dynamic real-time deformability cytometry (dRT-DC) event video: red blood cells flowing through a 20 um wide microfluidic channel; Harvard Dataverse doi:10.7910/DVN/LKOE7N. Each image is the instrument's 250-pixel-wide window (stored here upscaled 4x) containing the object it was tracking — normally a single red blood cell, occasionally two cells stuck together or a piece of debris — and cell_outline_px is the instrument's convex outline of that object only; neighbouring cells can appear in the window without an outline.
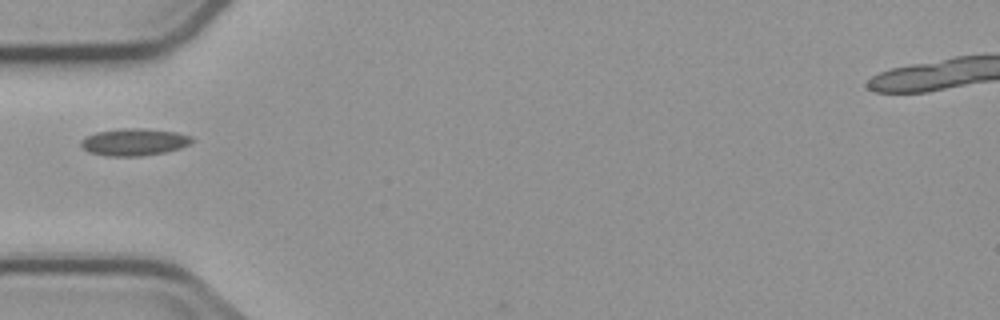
{"species": "common noctule bat (a hibernating species)", "species_latin": "Nyctalus noctula", "temperature_condition": "cold", "stored_images_in_passage": 4, "camera_frame_rate_fps": 3000, "um_per_image_px": 0.085, "animal": {"sex": "male", "body_mass_g": 23.1, "forearm_length_mm": 52.7}, "frame": {"image": 1, "passage_image": 1, "time_ms": 0.0, "image_size_px": [1000, 320], "cell_outline_px": [[192, 140], [188, 144], [180, 148], [164, 152], [140, 156], [108, 156], [88, 152], [80, 144], [80, 140], [84, 136], [96, 132], [124, 128], [144, 128], [176, 132], [192, 136]], "centroid_in_image_um": [11.36, 12.06], "position_along_channel_um": 73.6, "area_um2": 17.51}}
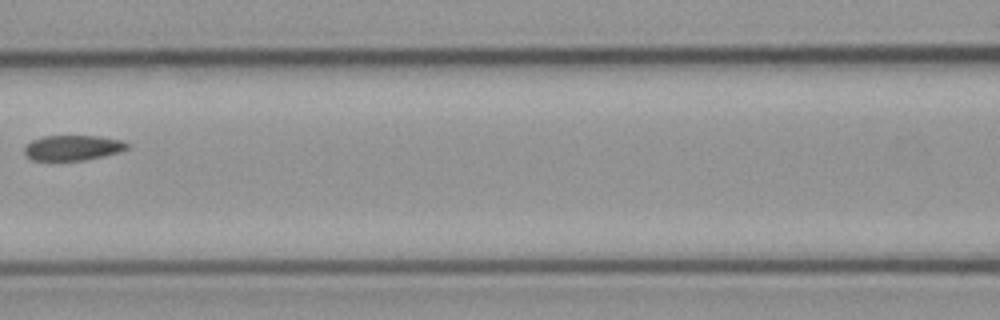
{"frame": {"image": 2, "passage_image": 3, "time_ms": 2.333, "image_size_px": [1000, 320], "cell_outline_px": [[128, 148], [120, 152], [104, 156], [84, 160], [52, 164], [32, 160], [24, 152], [24, 148], [32, 140], [44, 136], [100, 136], [124, 140], [128, 144]], "centroid_in_image_um": [6.16, 12.61], "position_along_channel_um": 160.4, "area_um2": 15.84}}
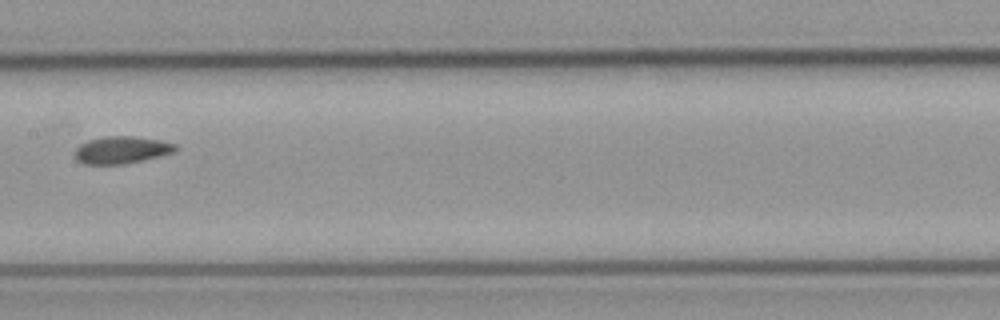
{"frame": {"image": 3, "passage_image": 4, "time_ms": 3.333, "image_size_px": [1000, 320], "cell_outline_px": [[180, 148], [176, 152], [144, 160], [124, 164], [84, 164], [76, 160], [72, 156], [76, 148], [80, 144], [88, 140], [104, 136], [132, 136], [160, 140], [176, 144]], "centroid_in_image_um": [10.33, 12.75], "position_along_channel_um": 197.1, "area_um2": 16.3}}